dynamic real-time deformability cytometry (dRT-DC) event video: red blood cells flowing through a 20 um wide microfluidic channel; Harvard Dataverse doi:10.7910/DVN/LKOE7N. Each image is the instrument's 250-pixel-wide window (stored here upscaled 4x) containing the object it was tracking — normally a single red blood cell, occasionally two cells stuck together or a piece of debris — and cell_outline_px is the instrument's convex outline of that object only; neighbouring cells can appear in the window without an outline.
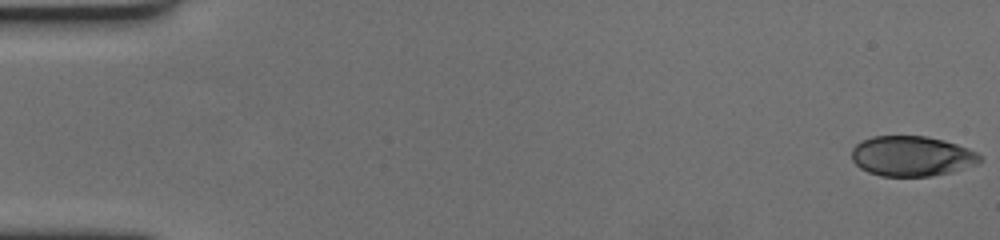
{"species": "human", "species_latin": "Homo sapiens", "temperature_condition": "cold", "stored_images_in_passage": 60, "camera_frame_rate_fps": 3000, "um_per_image_px": 0.085, "donor": {"sex": "female"}, "frame": {"image": 1, "passage_image": 1, "time_ms": 0.0, "image_size_px": [1000, 240], "cell_outline_px": [[984, 160], [976, 164], [952, 172], [932, 176], [880, 176], [868, 172], [860, 168], [852, 160], [852, 148], [856, 144], [872, 136], [928, 136], [944, 140], [968, 148], [976, 152]], "centroid_in_image_um": [77.5, 13.27], "position_along_channel_um": 7.5, "area_um2": 30.11}}
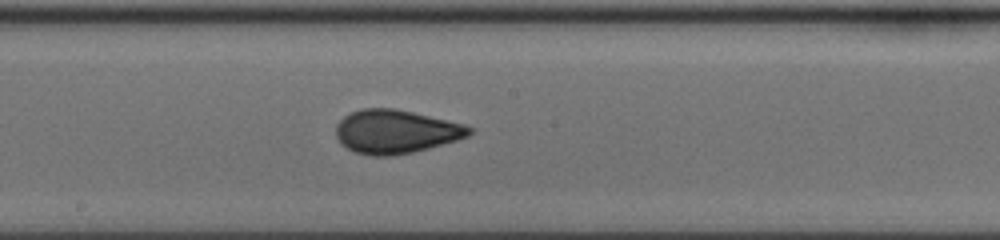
{"frame": {"image": 2, "passage_image": 33, "time_ms": 10.667, "image_size_px": [1000, 240], "cell_outline_px": [[472, 132], [468, 136], [456, 140], [428, 148], [412, 152], [392, 156], [372, 156], [356, 152], [340, 144], [336, 136], [336, 124], [344, 116], [360, 108], [396, 108], [464, 124], [472, 128]], "centroid_in_image_um": [33.61, 11.18], "position_along_channel_um": 214.6, "area_um2": 33.81}}
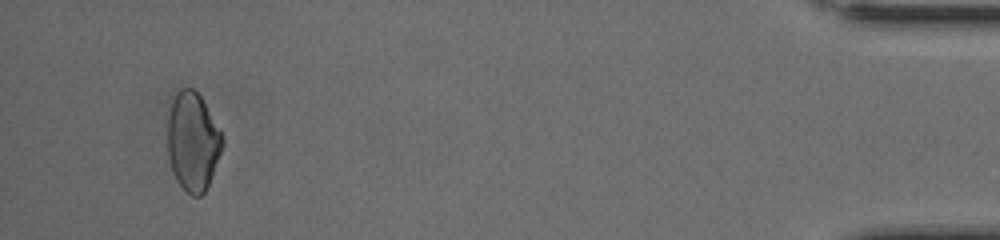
{"frame": {"image": 3, "passage_image": 57, "time_ms": 18.667, "image_size_px": [1000, 240], "cell_outline_px": [[224, 144], [208, 184], [204, 192], [200, 196], [192, 196], [176, 180], [172, 172], [168, 156], [164, 124], [172, 96], [180, 88], [192, 88], [200, 96], [220, 132], [224, 140]], "centroid_in_image_um": [16.31, 11.99], "position_along_channel_um": 418.9, "area_um2": 31.91}, "authors_computed_cell_mechanics": {"area_um2": 32.0501, "velocity_mm_per_s": 3.4791, "shape_relaxation_time_tau1_ms": 10.3359, "shape_relaxation_time_tau2_ms": 1.0315, "deformation_change_tau1": 0.1888, "deformation_change_tau2": 0.0633}}